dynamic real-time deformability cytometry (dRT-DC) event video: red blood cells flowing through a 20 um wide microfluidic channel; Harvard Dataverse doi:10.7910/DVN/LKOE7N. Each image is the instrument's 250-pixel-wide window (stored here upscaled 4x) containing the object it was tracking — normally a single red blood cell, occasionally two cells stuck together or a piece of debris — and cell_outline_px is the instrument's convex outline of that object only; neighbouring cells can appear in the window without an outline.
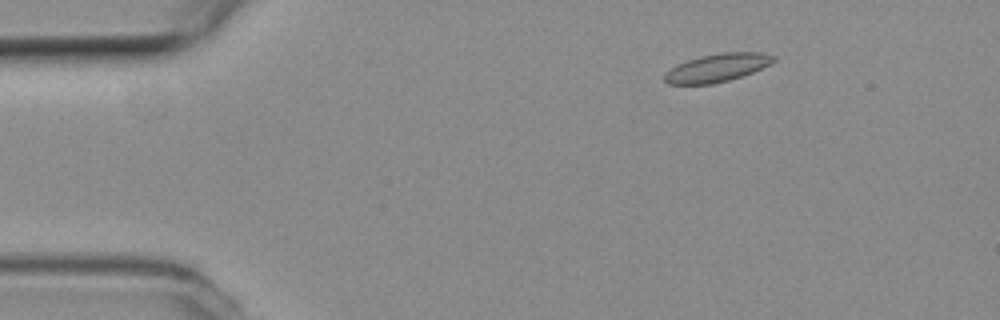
{"species": "common noctule bat (a hibernating species)", "species_latin": "Nyctalus noctula", "temperature_condition": "room temperature", "stored_images_in_passage": 54, "camera_frame_rate_fps": 3000, "um_per_image_px": 0.085, "animal": {"sex": "female", "body_mass_g": 19.3, "forearm_length_mm": 54.1}, "frame": {"image": 1, "passage_image": 8, "time_ms": 2.333, "image_size_px": [1000, 320], "cell_outline_px": [[776, 60], [772, 64], [752, 72], [728, 80], [712, 84], [668, 84], [664, 80], [664, 76], [676, 64], [700, 56], [720, 52], [760, 52], [776, 56]], "centroid_in_image_um": [60.99, 5.74], "position_along_channel_um": 24.0, "area_um2": 17.8}}
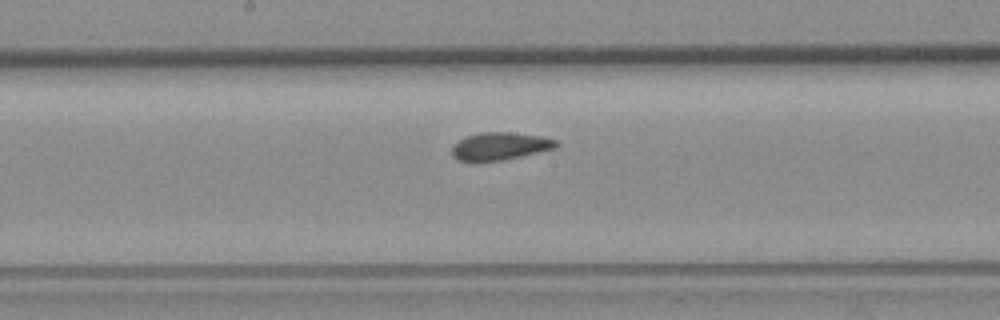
{"frame": {"image": 2, "passage_image": 28, "time_ms": 9.0, "image_size_px": [1000, 320], "cell_outline_px": [[560, 144], [556, 148], [504, 160], [456, 160], [452, 156], [452, 144], [464, 136], [480, 132], [512, 132], [540, 136], [556, 140]], "centroid_in_image_um": [42.48, 12.4], "position_along_channel_um": 205.7, "area_um2": 16.82}}
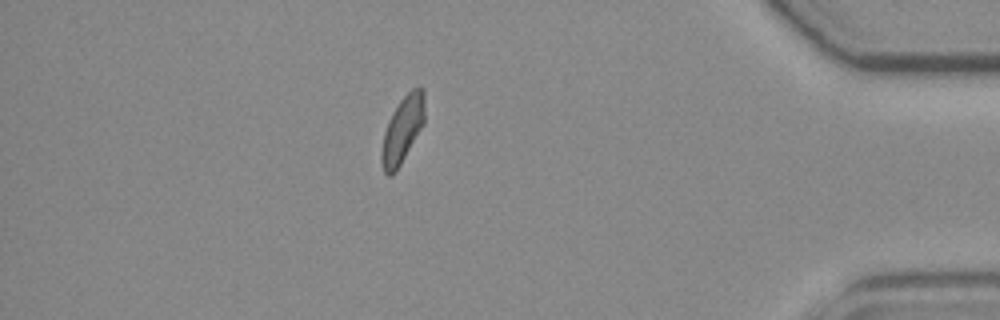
{"frame": {"image": 3, "passage_image": 47, "time_ms": 15.333, "image_size_px": [1000, 320], "cell_outline_px": [[424, 124], [396, 172], [392, 176], [388, 176], [384, 172], [380, 160], [380, 156], [384, 132], [388, 120], [392, 112], [400, 100], [412, 88], [424, 88]], "centroid_in_image_um": [34.2, 11.05], "position_along_channel_um": 401.0, "area_um2": 16.82}, "authors_computed_cell_mechanics": {"area_um2": 17.1377, "velocity_mm_per_s": 3.7915, "shape_relaxation_time_tau1_ms": null, "shape_relaxation_time_tau2_ms": 1.2356, "deformation_change_tau1": null, "deformation_change_tau2": 0.0618}}